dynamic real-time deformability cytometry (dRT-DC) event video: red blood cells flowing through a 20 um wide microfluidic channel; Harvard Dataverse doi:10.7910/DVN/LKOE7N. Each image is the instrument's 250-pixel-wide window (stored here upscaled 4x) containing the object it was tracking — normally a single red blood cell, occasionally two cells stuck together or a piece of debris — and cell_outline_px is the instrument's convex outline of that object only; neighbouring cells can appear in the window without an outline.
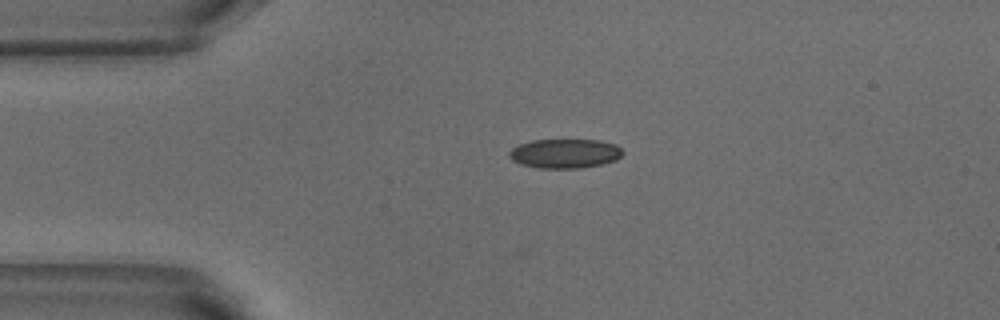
{"species": "common noctule bat (a hibernating species)", "species_latin": "Nyctalus noctula", "temperature_condition": "warm", "stored_images_in_passage": 3, "camera_frame_rate_fps": 3000, "um_per_image_px": 0.085, "animal": {"sex": "male", "body_mass_g": 18.8}, "frame": {"image": 1, "passage_image": 3, "time_ms": 0.667, "image_size_px": [1000, 320], "cell_outline_px": [[624, 152], [616, 160], [600, 164], [580, 168], [536, 168], [520, 164], [512, 160], [508, 156], [508, 152], [512, 148], [520, 144], [532, 140], [600, 140], [616, 144]], "centroid_in_image_um": [47.99, 13.05], "position_along_channel_um": 37.0, "area_um2": 19.42}}